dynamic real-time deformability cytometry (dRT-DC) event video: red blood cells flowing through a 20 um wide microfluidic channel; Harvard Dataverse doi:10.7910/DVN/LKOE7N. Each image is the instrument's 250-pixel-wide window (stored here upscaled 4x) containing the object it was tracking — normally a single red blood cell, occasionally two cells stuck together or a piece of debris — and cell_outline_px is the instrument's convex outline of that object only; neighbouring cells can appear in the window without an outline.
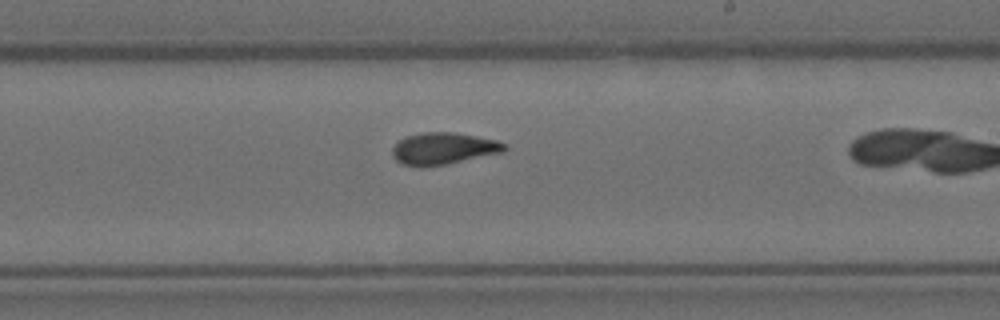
{"species": "Egyptian fruit bat (a non-hibernating species)", "species_latin": "Rousettus aegyptiacus", "temperature_condition": "room temperature", "stored_images_in_passage": 24, "camera_frame_rate_fps": 3000, "um_per_image_px": 0.085, "animal": {"sex": "female"}, "frame": {"image": 1, "passage_image": 13, "time_ms": 4.0, "image_size_px": [1000, 320], "cell_outline_px": [[508, 148], [504, 152], [448, 164], [420, 168], [404, 164], [396, 160], [392, 156], [392, 148], [400, 140], [408, 136], [424, 132], [452, 132], [476, 136], [496, 140], [508, 144]], "centroid_in_image_um": [37.72, 12.64], "position_along_channel_um": 251.3, "area_um2": 20.98}}
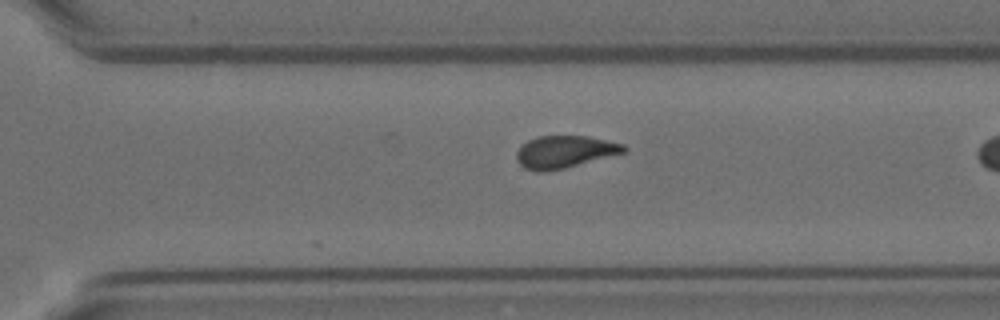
{"frame": {"image": 2, "passage_image": 19, "time_ms": 6.0, "image_size_px": [1000, 320], "cell_outline_px": [[628, 148], [624, 152], [564, 168], [544, 172], [540, 172], [524, 168], [516, 160], [516, 152], [520, 144], [536, 136], [588, 136], [624, 144]], "centroid_in_image_um": [47.94, 12.89], "position_along_channel_um": 322.7, "area_um2": 20.17}}